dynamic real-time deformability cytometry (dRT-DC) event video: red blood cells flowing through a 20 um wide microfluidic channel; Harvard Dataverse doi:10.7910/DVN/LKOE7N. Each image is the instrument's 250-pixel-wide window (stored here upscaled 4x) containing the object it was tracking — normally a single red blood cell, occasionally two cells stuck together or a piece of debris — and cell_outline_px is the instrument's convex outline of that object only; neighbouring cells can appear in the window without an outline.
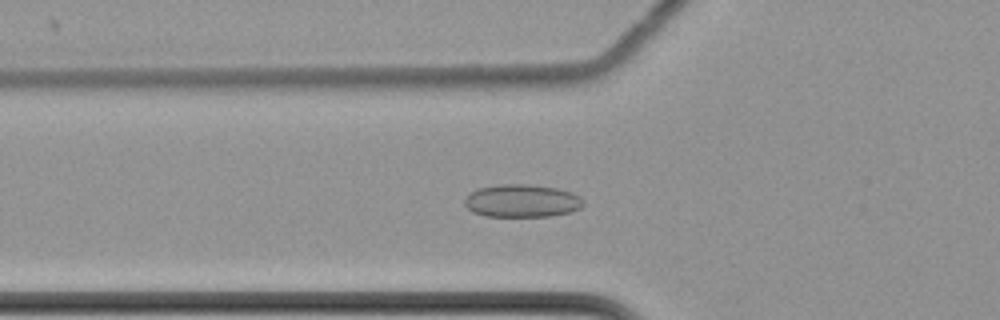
{"species": "common noctule bat (a hibernating species)", "species_latin": "Nyctalus noctula", "temperature_condition": "cold", "stored_images_in_passage": 55, "camera_frame_rate_fps": 3000, "um_per_image_px": 0.085, "animal": {"sex": "female", "body_mass_g": 22.7, "forearm_length_mm": 54.2}, "frame": {"image": 1, "passage_image": 17, "time_ms": 5.333, "image_size_px": [1000, 320], "cell_outline_px": [[584, 204], [580, 208], [572, 212], [552, 216], [484, 216], [472, 212], [464, 204], [464, 200], [472, 192], [480, 188], [500, 184], [528, 184], [560, 188], [572, 192], [580, 196], [584, 200]], "centroid_in_image_um": [44.42, 17.07], "position_along_channel_um": 81.4, "area_um2": 22.89}}
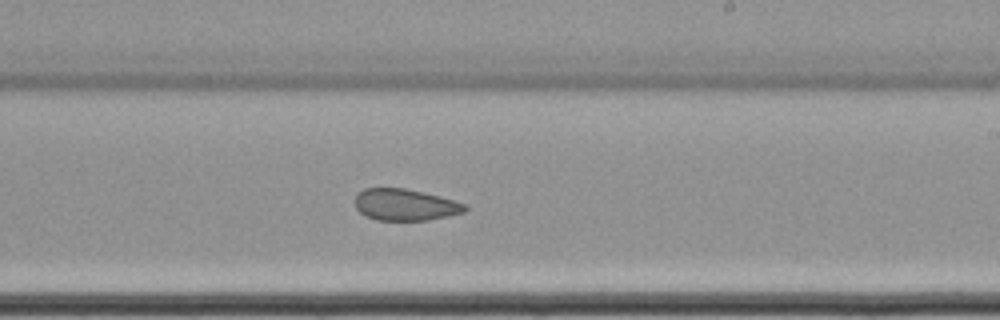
{"frame": {"image": 2, "passage_image": 32, "time_ms": 10.333, "image_size_px": [1000, 320], "cell_outline_px": [[468, 208], [464, 212], [448, 216], [428, 220], [376, 220], [364, 216], [356, 208], [356, 192], [364, 188], [404, 188], [440, 196], [464, 204]], "centroid_in_image_um": [34.4, 17.4], "position_along_channel_um": 254.6, "area_um2": 20.23}}
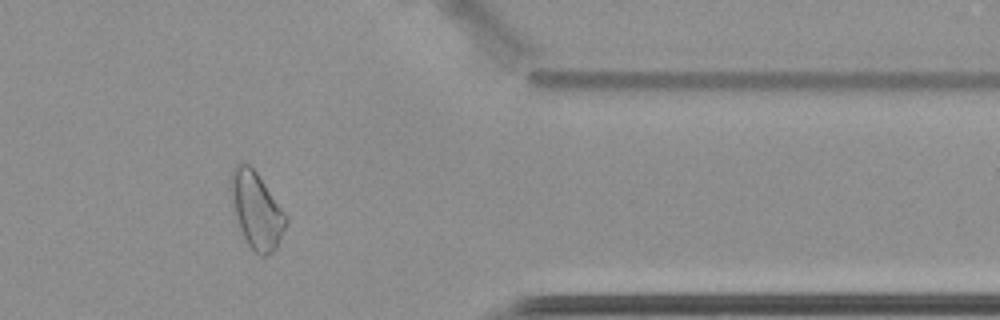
{"frame": {"image": 3, "passage_image": 45, "time_ms": 14.667, "image_size_px": [1000, 320], "cell_outline_px": [[288, 220], [276, 248], [272, 252], [264, 256], [260, 256], [248, 244], [244, 236], [236, 216], [228, 188], [228, 180], [232, 168], [240, 160], [244, 160], [256, 172], [288, 216]], "centroid_in_image_um": [21.77, 17.79], "position_along_channel_um": 389.6, "area_um2": 24.57}, "authors_computed_cell_mechanics": {"area_um2": 23.12, "velocity_mm_per_s": 3.4742, "shape_relaxation_time_tau1_ms": null, "shape_relaxation_time_tau2_ms": 3.0135, "deformation_change_tau1": null, "deformation_change_tau2": 0.0834}}